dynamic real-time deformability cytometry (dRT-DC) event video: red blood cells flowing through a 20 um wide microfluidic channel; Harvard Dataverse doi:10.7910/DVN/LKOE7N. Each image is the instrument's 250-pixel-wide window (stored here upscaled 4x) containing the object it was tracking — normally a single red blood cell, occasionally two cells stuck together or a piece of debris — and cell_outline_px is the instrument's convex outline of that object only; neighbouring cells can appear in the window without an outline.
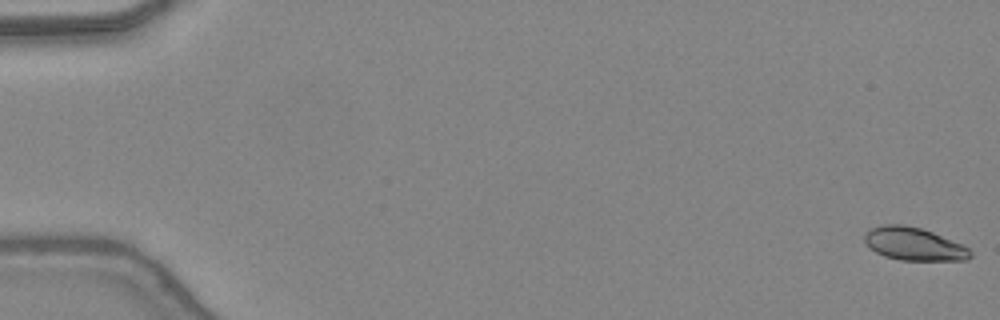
{"species": "common noctule bat (a hibernating species)", "species_latin": "Nyctalus noctula", "temperature_condition": "warm", "stored_images_in_passage": 48, "camera_frame_rate_fps": 3000, "um_per_image_px": 0.085, "animal": {"sex": "female", "body_mass_g": 24.6, "forearm_length_mm": 56.2}, "frame": {"image": 1, "passage_image": 1, "time_ms": 0.0, "image_size_px": [1000, 320], "cell_outline_px": [[972, 256], [968, 260], [900, 260], [884, 256], [868, 248], [864, 240], [864, 236], [872, 228], [884, 224], [904, 224], [920, 228], [932, 232], [960, 244], [968, 248], [972, 252]], "centroid_in_image_um": [77.66, 20.74], "position_along_channel_um": 7.3, "area_um2": 20.17}}
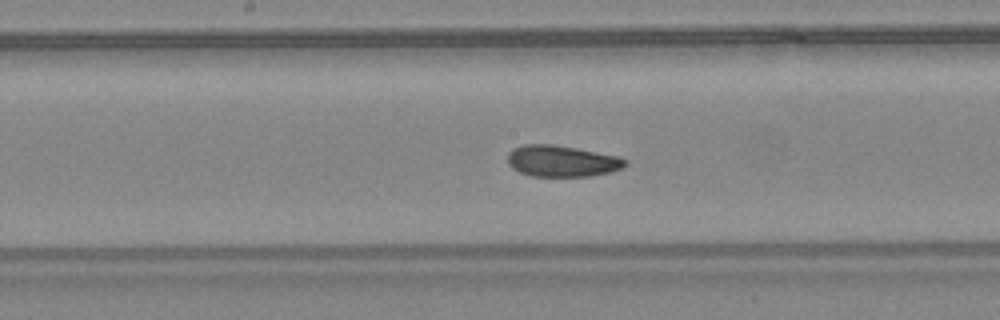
{"frame": {"image": 2, "passage_image": 26, "time_ms": 8.333, "image_size_px": [1000, 320], "cell_outline_px": [[628, 164], [620, 168], [608, 172], [592, 176], [532, 176], [520, 172], [512, 168], [508, 164], [508, 152], [512, 148], [524, 144], [552, 144], [576, 148], [620, 156], [628, 160]], "centroid_in_image_um": [47.75, 13.68], "position_along_channel_um": 200.4, "area_um2": 21.56}}
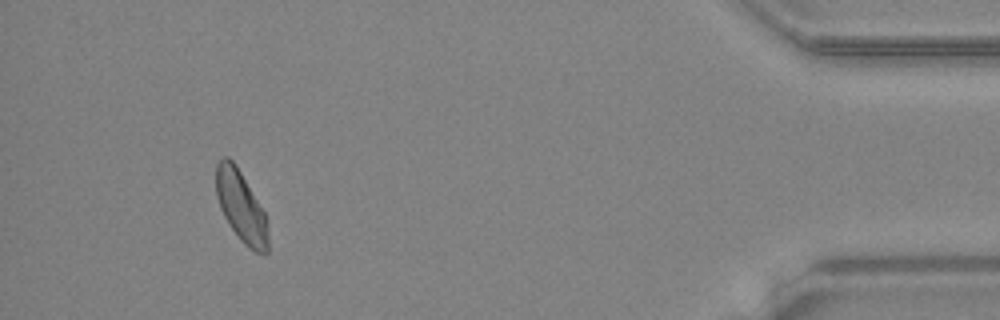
{"frame": {"image": 3, "passage_image": 45, "time_ms": 14.667, "image_size_px": [1000, 320], "cell_outline_px": [[268, 252], [264, 256], [248, 248], [240, 240], [228, 224], [220, 208], [216, 196], [216, 164], [224, 156], [228, 156], [236, 164], [264, 212], [268, 232]], "centroid_in_image_um": [20.48, 17.58], "position_along_channel_um": 414.7, "area_um2": 21.56}, "authors_computed_cell_mechanics": {"area_um2": 21.5594, "velocity_mm_per_s": 4.389, "shape_relaxation_time_tau1_ms": 5.4054, "shape_relaxation_time_tau2_ms": 2.5124, "deformation_change_tau1": 0.1352, "deformation_change_tau2": 0.0692}}